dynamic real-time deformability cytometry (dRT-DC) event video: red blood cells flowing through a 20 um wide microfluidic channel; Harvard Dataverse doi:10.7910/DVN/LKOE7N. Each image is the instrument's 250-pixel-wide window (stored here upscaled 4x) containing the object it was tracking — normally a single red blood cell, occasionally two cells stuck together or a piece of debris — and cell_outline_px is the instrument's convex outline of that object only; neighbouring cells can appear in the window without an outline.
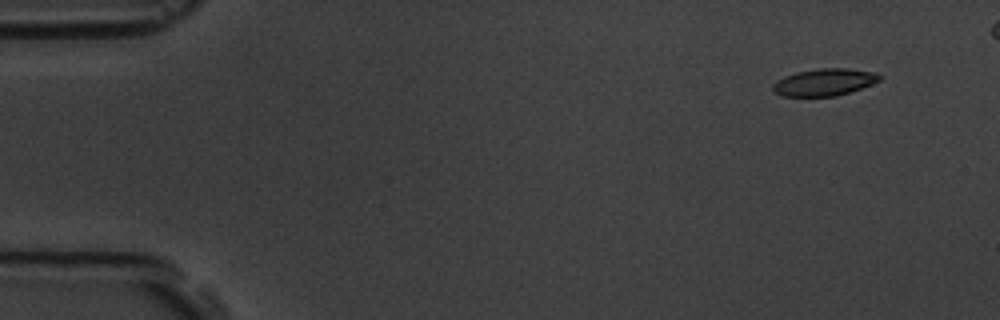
{"species": "common noctule bat (a hibernating species)", "species_latin": "Nyctalus noctula", "temperature_condition": "room temperature", "stored_images_in_passage": 7, "camera_frame_rate_fps": 3000, "um_per_image_px": 0.085, "animal": {"sex": "male", "body_mass_g": 19.5, "forearm_length_mm": 54.6}, "frame": {"image": 1, "passage_image": 2, "time_ms": 1.333, "image_size_px": [1000, 320], "cell_outline_px": [[880, 80], [872, 84], [836, 96], [780, 96], [772, 92], [772, 84], [776, 80], [784, 76], [796, 72], [820, 68], [848, 68], [876, 72], [880, 76]], "centroid_in_image_um": [70.02, 6.98], "position_along_channel_um": 15.0, "area_um2": 16.94}}
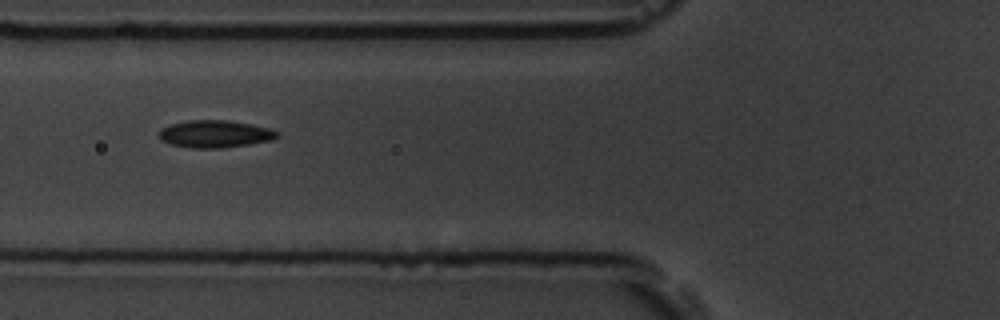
{"frame": {"image": 2, "passage_image": 7, "time_ms": 7.0, "image_size_px": [1000, 320], "cell_outline_px": [[280, 136], [272, 140], [248, 144], [220, 148], [188, 148], [172, 144], [160, 140], [160, 128], [172, 124], [188, 120], [228, 120], [252, 124], [272, 128], [280, 132]], "centroid_in_image_um": [18.32, 11.38], "position_along_channel_um": 107.5, "area_um2": 18.96}}